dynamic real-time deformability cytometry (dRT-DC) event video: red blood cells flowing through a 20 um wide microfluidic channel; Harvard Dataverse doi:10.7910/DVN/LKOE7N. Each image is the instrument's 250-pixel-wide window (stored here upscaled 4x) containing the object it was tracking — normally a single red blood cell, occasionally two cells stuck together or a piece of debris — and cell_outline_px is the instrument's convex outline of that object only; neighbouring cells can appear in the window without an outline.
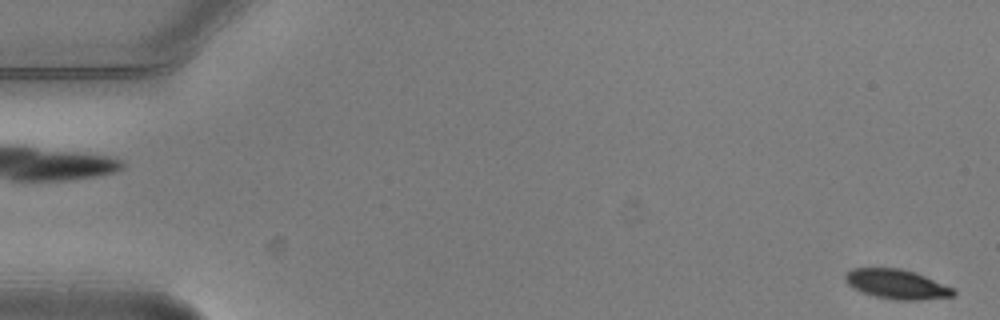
{"species": "common noctule bat (a hibernating species)", "species_latin": "Nyctalus noctula", "temperature_condition": "warm", "stored_images_in_passage": 5, "camera_frame_rate_fps": 3000, "um_per_image_px": 0.085, "animal": {"sex": "male", "body_mass_g": 20.5, "forearm_length_mm": 52.5}, "frame": {"image": 1, "passage_image": 5, "time_ms": 1.333, "image_size_px": [1000, 320], "cell_outline_px": [[956, 296], [916, 300], [896, 300], [876, 296], [860, 292], [852, 288], [844, 280], [844, 276], [852, 268], [900, 268], [924, 276], [952, 288], [956, 292]], "centroid_in_image_um": [76.18, 24.16], "position_along_channel_um": 8.8, "area_um2": 18.44}}